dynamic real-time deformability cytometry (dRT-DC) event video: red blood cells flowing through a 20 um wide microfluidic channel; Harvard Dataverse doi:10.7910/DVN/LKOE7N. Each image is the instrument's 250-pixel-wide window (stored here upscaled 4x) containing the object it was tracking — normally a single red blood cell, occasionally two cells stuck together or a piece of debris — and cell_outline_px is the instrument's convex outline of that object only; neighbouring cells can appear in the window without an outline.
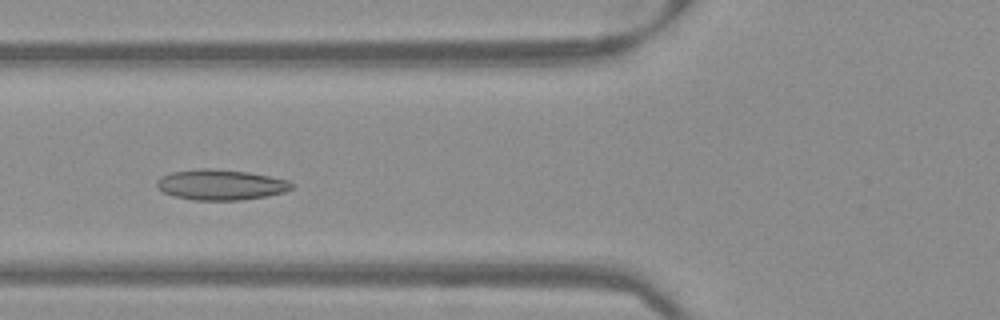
{"species": "Egyptian fruit bat (a non-hibernating species)", "species_latin": "Rousettus aegyptiacus", "temperature_condition": "warm", "stored_images_in_passage": 50, "camera_frame_rate_fps": 3000, "um_per_image_px": 0.085, "frame": {"image": 1, "passage_image": 18, "time_ms": 5.667, "image_size_px": [1000, 320], "cell_outline_px": [[296, 184], [292, 188], [284, 192], [264, 196], [240, 200], [192, 200], [176, 196], [164, 192], [156, 184], [156, 180], [160, 176], [172, 172], [196, 168], [212, 168], [248, 172], [288, 180]], "centroid_in_image_um": [18.76, 15.69], "position_along_channel_um": 107.0, "area_um2": 23.93}}
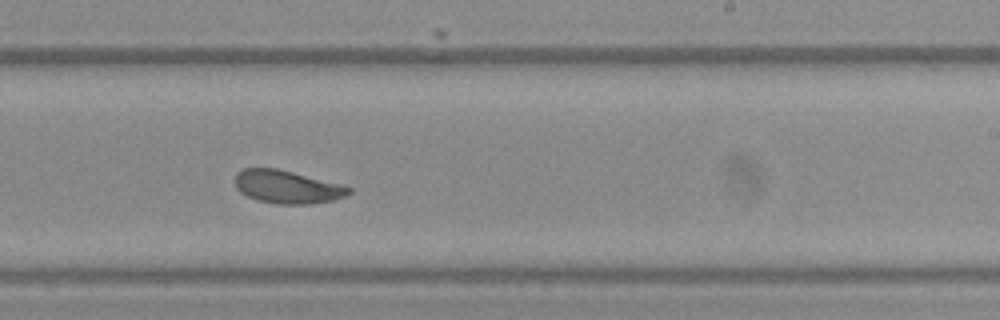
{"frame": {"image": 2, "passage_image": 30, "time_ms": 9.667, "image_size_px": [1000, 320], "cell_outline_px": [[352, 192], [344, 196], [332, 200], [308, 204], [276, 204], [256, 200], [240, 192], [236, 188], [236, 172], [244, 168], [276, 168], [344, 184], [352, 188]], "centroid_in_image_um": [24.42, 15.88], "position_along_channel_um": 264.6, "area_um2": 22.02}}
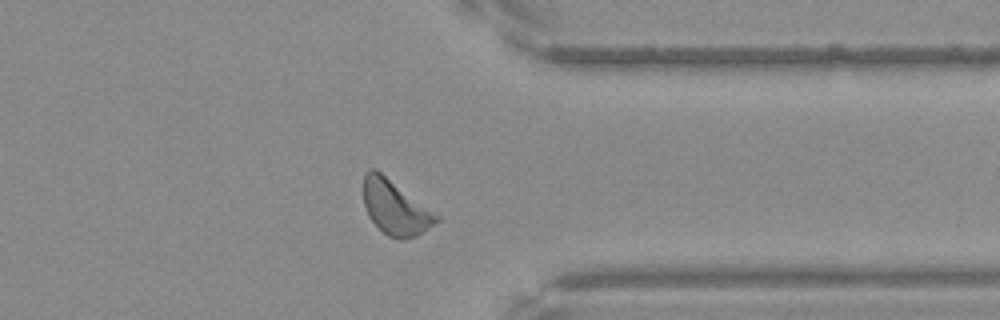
{"frame": {"image": 3, "passage_image": 39, "time_ms": 12.667, "image_size_px": [1000, 320], "cell_outline_px": [[440, 220], [416, 236], [404, 240], [400, 240], [388, 236], [368, 216], [364, 204], [364, 172], [372, 168], [376, 168], [440, 216]], "centroid_in_image_um": [33.59, 17.63], "position_along_channel_um": 377.8, "area_um2": 23.0}}